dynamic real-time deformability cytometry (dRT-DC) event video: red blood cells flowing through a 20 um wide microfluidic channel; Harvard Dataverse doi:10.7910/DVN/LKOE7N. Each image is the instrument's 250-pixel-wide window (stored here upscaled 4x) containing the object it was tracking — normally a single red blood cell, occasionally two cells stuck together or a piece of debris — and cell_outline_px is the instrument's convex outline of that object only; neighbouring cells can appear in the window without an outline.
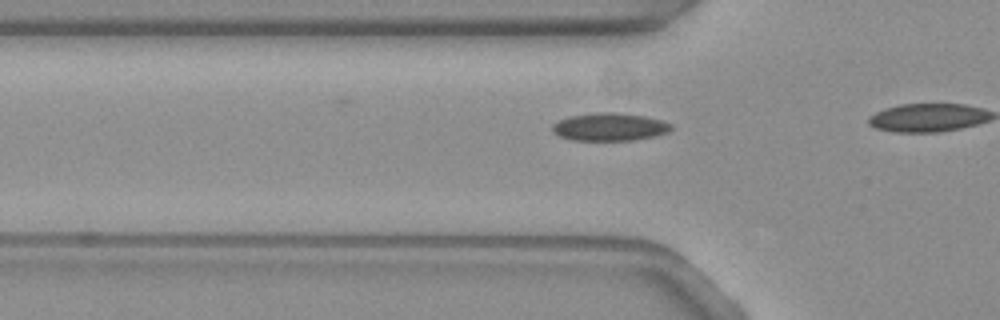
{"species": "common noctule bat (a hibernating species)", "species_latin": "Nyctalus noctula", "temperature_condition": "warm", "stored_images_in_passage": 8, "camera_frame_rate_fps": 3000, "um_per_image_px": 0.085, "animal": {"sex": "female", "body_mass_g": 19.3, "forearm_length_mm": 54.1}, "frame": {"image": 1, "passage_image": 5, "time_ms": 1.333, "image_size_px": [1000, 320], "cell_outline_px": [[672, 128], [668, 132], [652, 136], [632, 140], [572, 140], [560, 136], [552, 132], [552, 124], [568, 116], [596, 112], [616, 112], [644, 116], [660, 120], [672, 124]], "centroid_in_image_um": [51.78, 10.78], "position_along_channel_um": 74.0, "area_um2": 19.19}}